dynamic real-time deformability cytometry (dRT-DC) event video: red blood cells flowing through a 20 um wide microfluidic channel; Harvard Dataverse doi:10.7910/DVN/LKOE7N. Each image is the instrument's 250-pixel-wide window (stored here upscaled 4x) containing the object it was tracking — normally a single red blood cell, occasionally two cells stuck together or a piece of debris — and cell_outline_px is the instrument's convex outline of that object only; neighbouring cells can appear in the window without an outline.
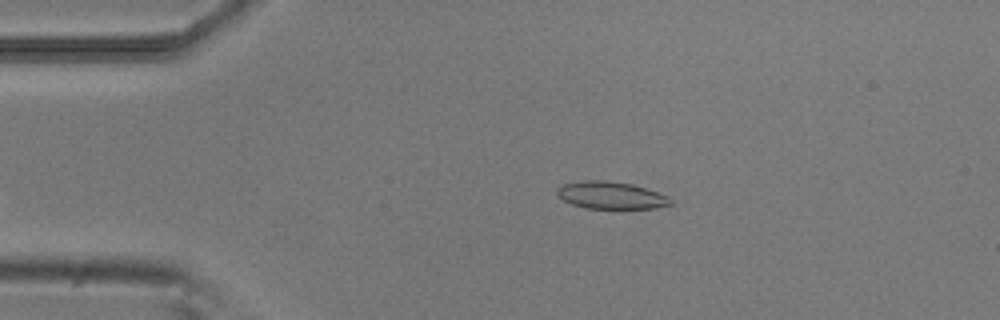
{"species": "common noctule bat (a hibernating species)", "species_latin": "Nyctalus noctula", "temperature_condition": "room temperature", "stored_images_in_passage": 52, "camera_frame_rate_fps": 3000, "um_per_image_px": 0.085, "animal": {"sex": "male", "body_mass_g": 20.5, "forearm_length_mm": 52.5}, "frame": {"image": 1, "passage_image": 10, "time_ms": 3.0, "image_size_px": [1000, 320], "cell_outline_px": [[672, 204], [656, 208], [584, 208], [572, 204], [564, 200], [556, 192], [556, 188], [564, 184], [584, 180], [608, 180], [632, 184], [668, 196], [672, 200]], "centroid_in_image_um": [51.92, 16.59], "position_along_channel_um": 33.1, "area_um2": 17.92}}
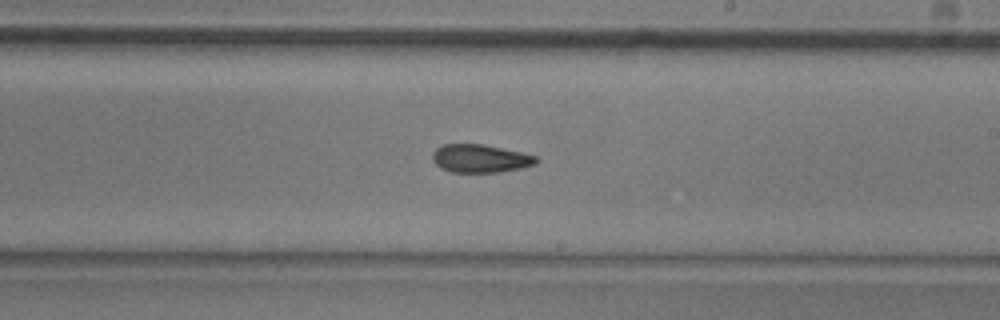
{"frame": {"image": 2, "passage_image": 30, "time_ms": 9.667, "image_size_px": [1000, 320], "cell_outline_px": [[540, 160], [536, 164], [520, 168], [500, 172], [452, 172], [440, 168], [432, 160], [432, 152], [436, 148], [444, 144], [484, 144], [524, 152], [536, 156]], "centroid_in_image_um": [40.84, 13.46], "position_along_channel_um": 248.2, "area_um2": 17.22}}
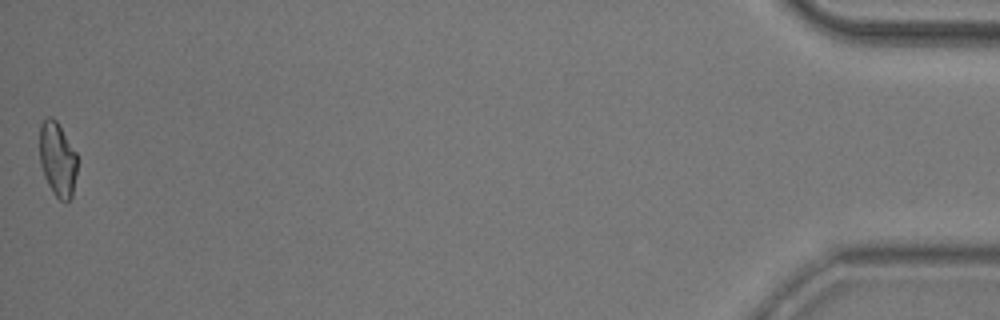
{"frame": {"image": 3, "passage_image": 52, "time_ms": 17.0, "image_size_px": [1000, 320], "cell_outline_px": [[76, 172], [72, 196], [68, 200], [60, 200], [52, 192], [44, 176], [40, 164], [40, 124], [48, 116], [52, 116], [56, 120], [76, 152]], "centroid_in_image_um": [4.87, 13.52], "position_along_channel_um": 430.3, "area_um2": 16.13}, "authors_computed_cell_mechanics": {"area_um2": 17.3978, "velocity_mm_per_s": 3.8211, "shape_relaxation_time_tau1_ms": 7.7979, "shape_relaxation_time_tau2_ms": 4.0822, "deformation_change_tau1": 0.184, "deformation_change_tau2": 0.115}}